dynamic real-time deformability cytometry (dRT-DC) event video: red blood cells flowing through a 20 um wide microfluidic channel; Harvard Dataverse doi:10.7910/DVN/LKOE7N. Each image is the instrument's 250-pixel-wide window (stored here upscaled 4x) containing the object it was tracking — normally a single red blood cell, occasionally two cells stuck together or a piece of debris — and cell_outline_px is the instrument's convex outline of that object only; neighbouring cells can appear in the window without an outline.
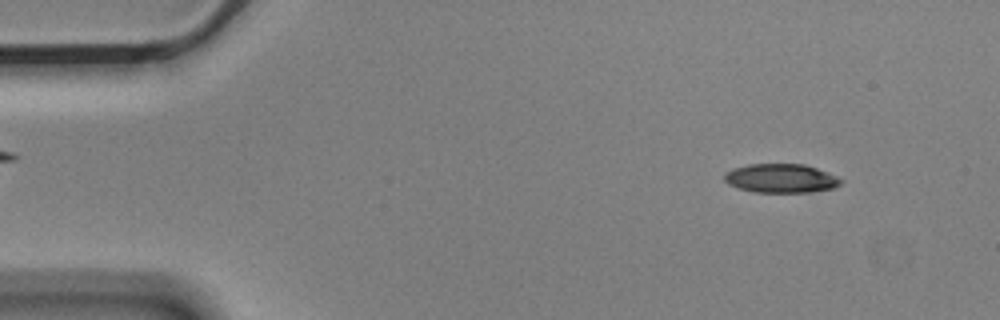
{"species": "Egyptian fruit bat (a non-hibernating species)", "species_latin": "Rousettus aegyptiacus", "temperature_condition": "cold", "stored_images_in_passage": 5, "camera_frame_rate_fps": 3000, "um_per_image_px": 0.085, "animal": {"sex": "male"}, "frame": {"image": 1, "passage_image": 1, "time_ms": 0.0, "image_size_px": [1000, 320], "cell_outline_px": [[844, 180], [840, 184], [832, 188], [812, 192], [756, 192], [740, 188], [728, 184], [724, 180], [724, 176], [732, 168], [748, 164], [804, 164], [816, 168], [836, 176]], "centroid_in_image_um": [66.38, 15.15], "position_along_channel_um": 18.6, "area_um2": 19.48}}